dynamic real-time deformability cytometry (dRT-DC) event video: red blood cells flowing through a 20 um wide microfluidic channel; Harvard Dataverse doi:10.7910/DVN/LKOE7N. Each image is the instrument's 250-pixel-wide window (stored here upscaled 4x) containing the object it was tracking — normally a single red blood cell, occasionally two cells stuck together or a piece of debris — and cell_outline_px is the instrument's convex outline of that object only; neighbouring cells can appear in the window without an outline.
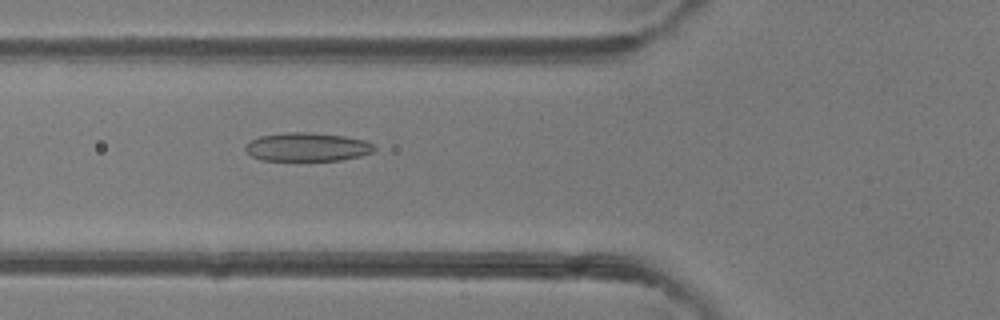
{"species": "common noctule bat (a hibernating species)", "species_latin": "Nyctalus noctula", "temperature_condition": "room temperature", "stored_images_in_passage": 5, "camera_frame_rate_fps": 3000, "um_per_image_px": 0.085, "animal": {"sex": "female"}, "frame": {"image": 1, "passage_image": 5, "time_ms": 1.333, "image_size_px": [1000, 320], "cell_outline_px": [[376, 148], [372, 152], [360, 156], [340, 160], [260, 160], [252, 156], [244, 148], [244, 144], [260, 136], [284, 132], [312, 132], [344, 136], [364, 140], [376, 144]], "centroid_in_image_um": [26.12, 12.48], "position_along_channel_um": 99.7, "area_um2": 21.56}}